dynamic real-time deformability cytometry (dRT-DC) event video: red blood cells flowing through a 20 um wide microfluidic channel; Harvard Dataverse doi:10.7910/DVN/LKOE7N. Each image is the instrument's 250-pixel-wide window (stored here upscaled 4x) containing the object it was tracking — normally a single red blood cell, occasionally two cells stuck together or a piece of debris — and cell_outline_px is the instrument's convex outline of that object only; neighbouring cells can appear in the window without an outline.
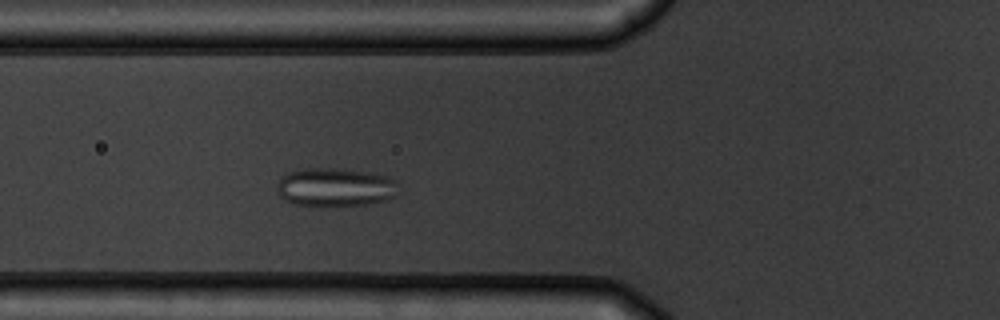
{"species": "common noctule bat (a hibernating species)", "species_latin": "Nyctalus noctula", "temperature_condition": "warm", "stored_images_in_passage": 3, "camera_frame_rate_fps": 3000, "um_per_image_px": 0.085, "animal": {"sex": "male", "body_mass_g": 19.5, "forearm_length_mm": 54.6}, "frame": {"image": 1, "passage_image": 3, "time_ms": 2.333, "image_size_px": [1000, 320], "cell_outline_px": [[396, 196], [388, 200], [368, 204], [320, 208], [292, 204], [284, 200], [280, 196], [276, 188], [276, 184], [288, 172], [308, 168], [336, 168], [376, 172], [396, 180]], "centroid_in_image_um": [28.49, 15.94], "position_along_channel_um": 97.3, "area_um2": 28.15}}